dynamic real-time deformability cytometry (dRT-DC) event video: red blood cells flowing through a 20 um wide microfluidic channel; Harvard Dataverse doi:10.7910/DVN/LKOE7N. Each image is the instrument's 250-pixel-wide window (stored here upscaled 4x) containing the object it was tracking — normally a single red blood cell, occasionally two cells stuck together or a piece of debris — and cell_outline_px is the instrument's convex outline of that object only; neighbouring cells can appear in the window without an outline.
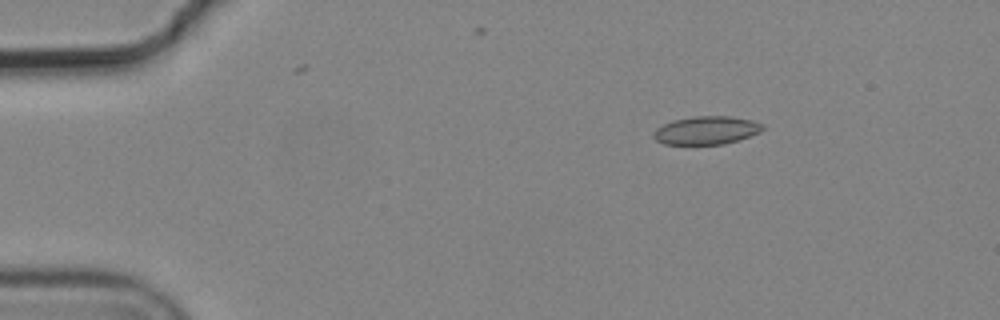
{"species": "common noctule bat (a hibernating species)", "species_latin": "Nyctalus noctula", "temperature_condition": "cold", "stored_images_in_passage": 3, "segment_of_instrument_passage": [2, 2], "camera_frame_rate_fps": 3000, "um_per_image_px": 0.085, "animal": {"sex": "male", "body_mass_g": 19.2, "forearm_length_mm": 51.8}, "frame": {"image": 1, "passage_image": 3, "time_ms": 0.667, "image_size_px": [1000, 320], "cell_outline_px": [[764, 128], [760, 132], [724, 144], [664, 144], [656, 140], [652, 136], [652, 132], [656, 128], [672, 120], [692, 116], [732, 116], [752, 120], [764, 124]], "centroid_in_image_um": [60.02, 11.06], "position_along_channel_um": 25.0, "area_um2": 17.98}}